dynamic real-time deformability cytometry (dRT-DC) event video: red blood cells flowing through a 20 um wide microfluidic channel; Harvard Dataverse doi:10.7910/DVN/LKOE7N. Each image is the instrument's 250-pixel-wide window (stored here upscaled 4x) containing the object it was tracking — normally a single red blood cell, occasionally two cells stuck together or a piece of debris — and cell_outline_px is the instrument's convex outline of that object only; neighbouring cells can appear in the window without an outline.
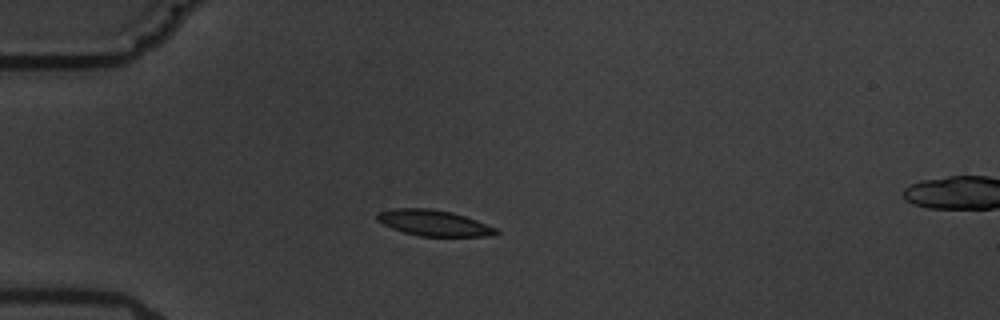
{"species": "common noctule bat (a hibernating species)", "species_latin": "Nyctalus noctula", "temperature_condition": "warm", "stored_images_in_passage": 4, "camera_frame_rate_fps": 3000, "um_per_image_px": 0.085, "animal": {"sex": "male", "body_mass_g": 19.5, "forearm_length_mm": 54.6}, "frame": {"image": 1, "passage_image": 1, "time_ms": 0.0, "image_size_px": [1000, 320], "cell_outline_px": [[500, 232], [488, 236], [420, 236], [404, 232], [392, 228], [376, 220], [376, 212], [396, 208], [432, 208], [452, 212], [476, 220], [496, 228]], "centroid_in_image_um": [36.84, 18.94], "position_along_channel_um": 48.2, "area_um2": 17.86}}
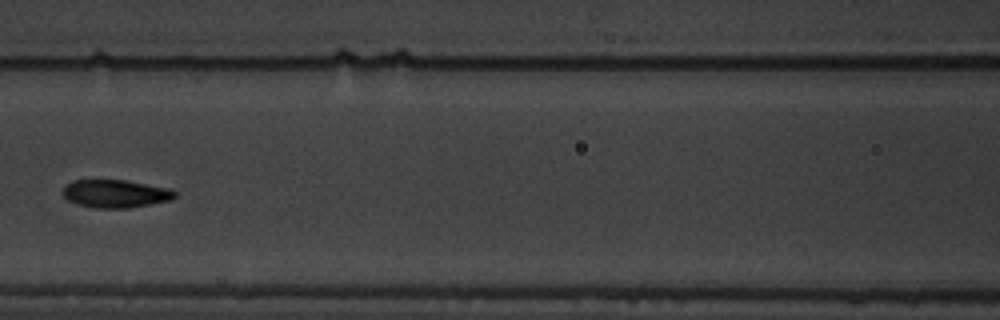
{"frame": {"image": 2, "passage_image": 4, "time_ms": 3.667, "image_size_px": [1000, 320], "cell_outline_px": [[176, 196], [172, 200], [128, 208], [96, 208], [76, 204], [68, 200], [60, 192], [64, 184], [72, 180], [128, 180], [172, 188], [176, 192]], "centroid_in_image_um": [9.8, 16.45], "position_along_channel_um": 156.8, "area_um2": 18.67}}